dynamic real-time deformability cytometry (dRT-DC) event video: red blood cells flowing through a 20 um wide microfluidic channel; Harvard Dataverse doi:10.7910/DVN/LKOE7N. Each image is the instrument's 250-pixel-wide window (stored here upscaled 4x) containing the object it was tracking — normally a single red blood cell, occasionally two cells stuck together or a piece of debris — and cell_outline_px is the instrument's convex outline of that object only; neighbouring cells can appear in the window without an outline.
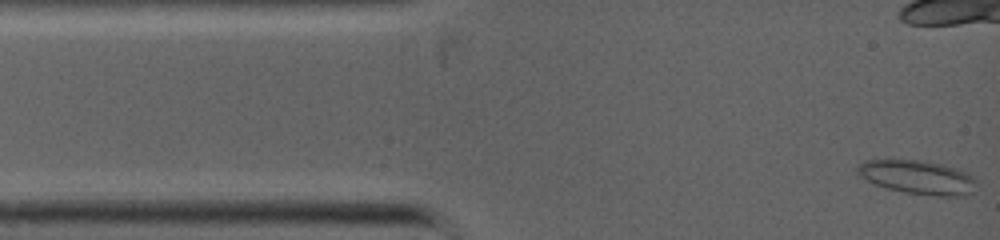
{"species": "common noctule bat (a hibernating species)", "species_latin": "Nyctalus noctula", "temperature_condition": "warm", "stored_images_in_passage": 3, "camera_frame_rate_fps": 5000, "um_per_image_px": 0.085, "animal": {"sex": "female", "body_mass_g": 19.0, "forearm_length_mm": 53.3}, "frame": {"image": 1, "passage_image": 3, "time_ms": 0.4, "image_size_px": [1000, 240], "cell_outline_px": [[972, 192], [968, 196], [936, 196], [904, 192], [888, 188], [876, 184], [860, 176], [856, 172], [856, 168], [864, 160], [920, 160], [944, 164], [968, 172], [972, 176]], "centroid_in_image_um": [77.99, 15.06], "position_along_channel_um": 7.0, "area_um2": 23.24}}